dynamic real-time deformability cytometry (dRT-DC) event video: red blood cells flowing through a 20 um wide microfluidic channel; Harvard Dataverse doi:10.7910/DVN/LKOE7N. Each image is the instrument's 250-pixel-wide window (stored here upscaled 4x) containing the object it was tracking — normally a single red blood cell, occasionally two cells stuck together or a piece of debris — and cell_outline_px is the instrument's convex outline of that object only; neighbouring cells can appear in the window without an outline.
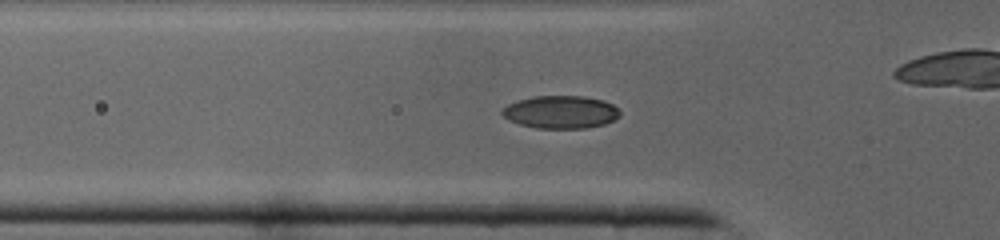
{"species": "common noctule bat (a hibernating species)", "species_latin": "Nyctalus noctula", "temperature_condition": "cold", "stored_images_in_passage": 41, "camera_frame_rate_fps": 3000, "um_per_image_px": 0.085, "animal": {"sex": "male", "body_mass_g": 19.0, "forearm_length_mm": 50.8}, "frame": {"image": 1, "passage_image": 12, "time_ms": 3.667, "image_size_px": [1000, 240], "cell_outline_px": [[620, 116], [604, 124], [584, 128], [536, 128], [520, 124], [508, 120], [500, 112], [508, 104], [516, 100], [532, 96], [584, 96], [604, 100], [612, 104], [620, 112]], "centroid_in_image_um": [47.64, 9.51], "position_along_channel_um": 78.2, "area_um2": 22.48}}
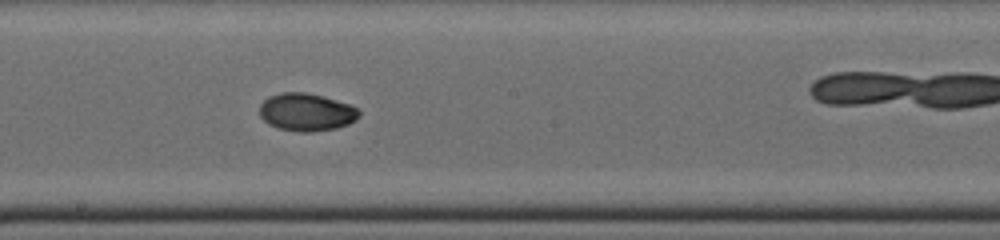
{"frame": {"image": 2, "passage_image": 21, "time_ms": 6.667, "image_size_px": [1000, 240], "cell_outline_px": [[360, 116], [356, 120], [348, 124], [336, 128], [308, 132], [296, 132], [276, 128], [268, 124], [260, 116], [260, 104], [268, 96], [280, 92], [304, 92], [352, 104], [360, 112]], "centroid_in_image_um": [26.03, 9.53], "position_along_channel_um": 222.2, "area_um2": 22.02}}
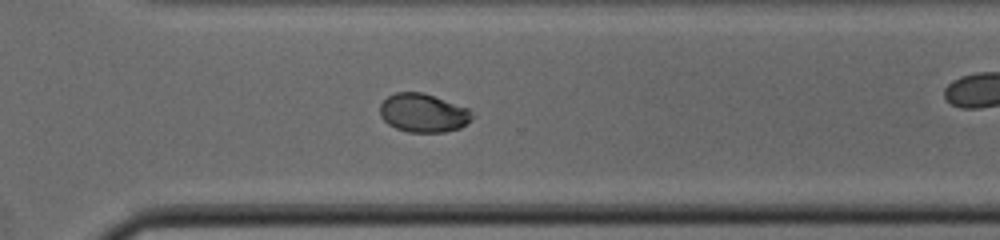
{"frame": {"image": 3, "passage_image": 28, "time_ms": 9.0, "image_size_px": [1000, 240], "cell_outline_px": [[476, 116], [472, 120], [460, 128], [444, 132], [408, 132], [396, 128], [388, 124], [380, 116], [380, 104], [388, 96], [396, 92], [424, 92], [468, 108]], "centroid_in_image_um": [36.0, 9.6], "position_along_channel_um": 334.6, "area_um2": 20.92}}